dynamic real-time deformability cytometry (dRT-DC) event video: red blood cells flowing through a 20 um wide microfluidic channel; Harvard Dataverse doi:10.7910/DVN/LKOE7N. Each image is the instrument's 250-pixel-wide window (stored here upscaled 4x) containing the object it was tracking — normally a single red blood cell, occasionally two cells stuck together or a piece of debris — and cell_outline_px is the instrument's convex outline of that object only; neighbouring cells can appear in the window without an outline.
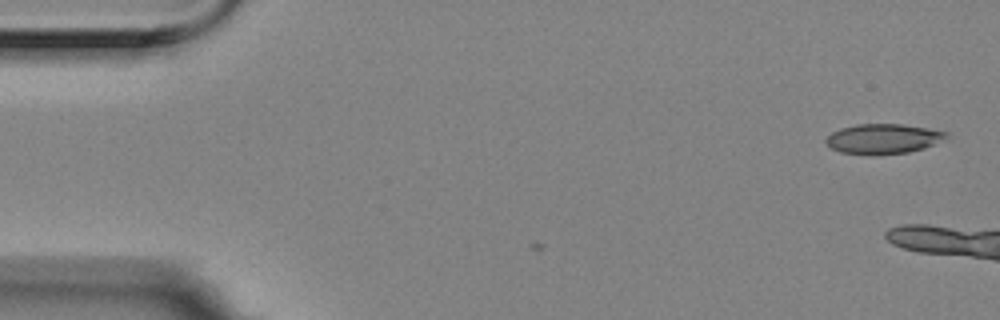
{"species": "Egyptian fruit bat (a non-hibernating species)", "species_latin": "Rousettus aegyptiacus", "temperature_condition": "room temperature", "stored_images_in_passage": 2, "camera_frame_rate_fps": 3000, "um_per_image_px": 0.085, "animal": {"sex": "female"}, "frame": {"image": 1, "passage_image": 2, "time_ms": 0.333, "image_size_px": [1000, 320], "cell_outline_px": [[948, 136], [924, 148], [908, 152], [840, 152], [832, 148], [824, 140], [832, 132], [840, 128], [856, 124], [904, 124], [928, 128], [948, 132]], "centroid_in_image_um": [75.07, 11.74], "position_along_channel_um": 9.9, "area_um2": 20.06}}